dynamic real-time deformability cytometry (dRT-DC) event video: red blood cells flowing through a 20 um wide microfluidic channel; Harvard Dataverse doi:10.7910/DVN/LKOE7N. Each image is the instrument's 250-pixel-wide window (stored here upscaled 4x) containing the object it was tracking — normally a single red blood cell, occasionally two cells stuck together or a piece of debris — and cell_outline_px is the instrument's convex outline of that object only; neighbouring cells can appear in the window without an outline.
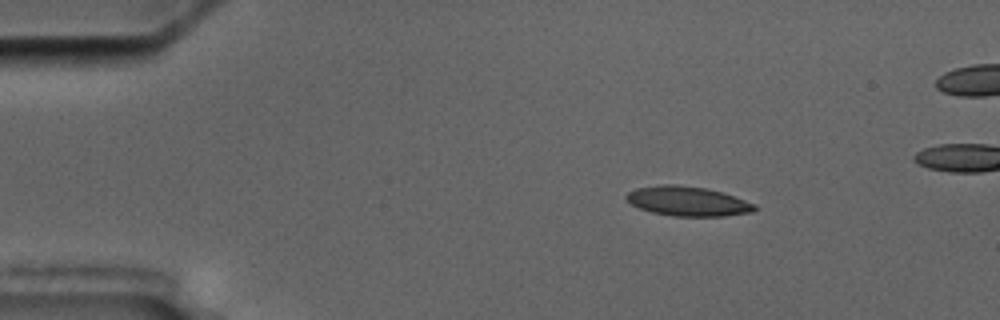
{"species": "common noctule bat (a hibernating species)", "species_latin": "Nyctalus noctula", "temperature_condition": "cold", "stored_images_in_passage": 4, "camera_frame_rate_fps": 3000, "um_per_image_px": 0.085, "animal": {"sex": "male", "body_mass_g": 17.5, "forearm_length_mm": 52.3}, "frame": {"image": 1, "passage_image": 1, "time_ms": 0.0, "image_size_px": [1000, 320], "cell_outline_px": [[760, 208], [752, 212], [724, 216], [672, 216], [652, 212], [640, 208], [632, 204], [624, 196], [628, 192], [636, 188], [660, 184], [676, 184], [704, 188], [720, 192], [756, 204]], "centroid_in_image_um": [58.45, 17.1], "position_along_channel_um": 26.5, "area_um2": 22.02}}